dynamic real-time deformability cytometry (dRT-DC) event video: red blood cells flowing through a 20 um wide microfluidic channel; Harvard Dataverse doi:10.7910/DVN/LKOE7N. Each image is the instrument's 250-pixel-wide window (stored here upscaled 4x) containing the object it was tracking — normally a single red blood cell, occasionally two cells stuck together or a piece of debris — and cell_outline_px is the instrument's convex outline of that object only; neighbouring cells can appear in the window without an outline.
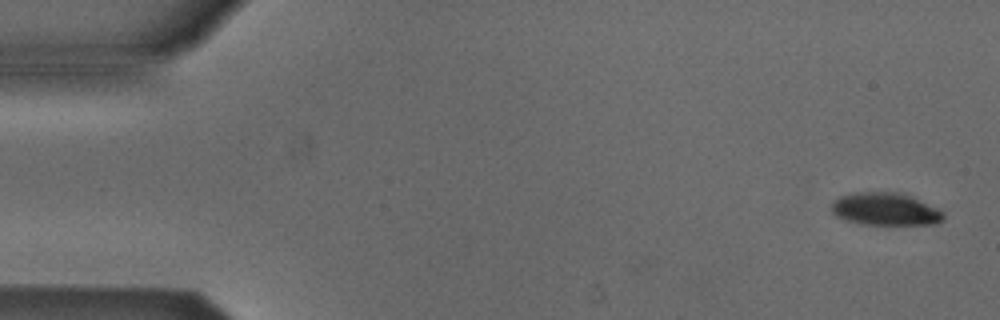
{"species": "Egyptian fruit bat (a non-hibernating species)", "species_latin": "Rousettus aegyptiacus", "temperature_condition": "cold", "stored_images_in_passage": 8, "camera_frame_rate_fps": 3000, "um_per_image_px": 0.085, "animal": {"sex": "male"}, "frame": {"image": 1, "passage_image": 1, "time_ms": 0.0, "image_size_px": [1000, 320], "cell_outline_px": [[944, 220], [936, 224], [860, 224], [836, 216], [832, 212], [832, 200], [840, 196], [856, 192], [900, 192], [912, 196], [940, 208], [944, 212]], "centroid_in_image_um": [75.3, 17.76], "position_along_channel_um": 9.7, "area_um2": 21.5}}
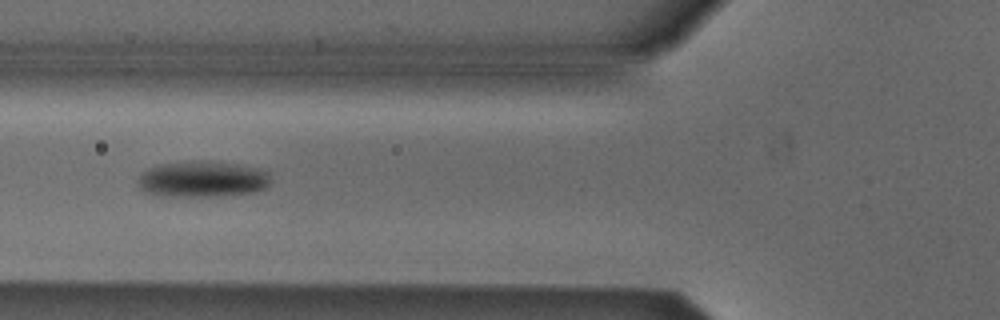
{"frame": {"image": 2, "passage_image": 6, "time_ms": 6.0, "image_size_px": [1000, 320], "cell_outline_px": [[268, 184], [264, 188], [256, 192], [216, 196], [160, 196], [144, 192], [140, 188], [136, 180], [148, 168], [160, 164], [192, 160], [212, 160], [260, 168], [268, 172]], "centroid_in_image_um": [17.18, 15.21], "position_along_channel_um": 108.6, "area_um2": 28.21}}
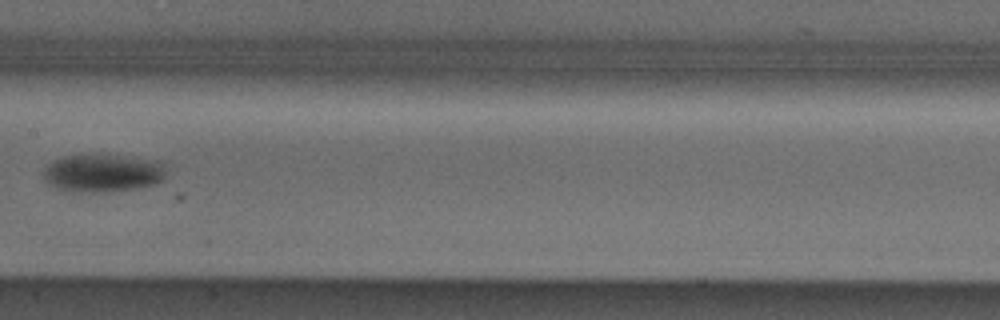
{"frame": {"image": 3, "passage_image": 8, "time_ms": 8.333, "image_size_px": [1000, 320], "cell_outline_px": [[168, 160], [164, 180], [156, 184], [136, 188], [96, 192], [56, 188], [48, 184], [44, 180], [44, 168], [52, 160], [60, 156], [120, 156]], "centroid_in_image_um": [8.83, 14.69], "position_along_channel_um": 198.6, "area_um2": 27.11}}